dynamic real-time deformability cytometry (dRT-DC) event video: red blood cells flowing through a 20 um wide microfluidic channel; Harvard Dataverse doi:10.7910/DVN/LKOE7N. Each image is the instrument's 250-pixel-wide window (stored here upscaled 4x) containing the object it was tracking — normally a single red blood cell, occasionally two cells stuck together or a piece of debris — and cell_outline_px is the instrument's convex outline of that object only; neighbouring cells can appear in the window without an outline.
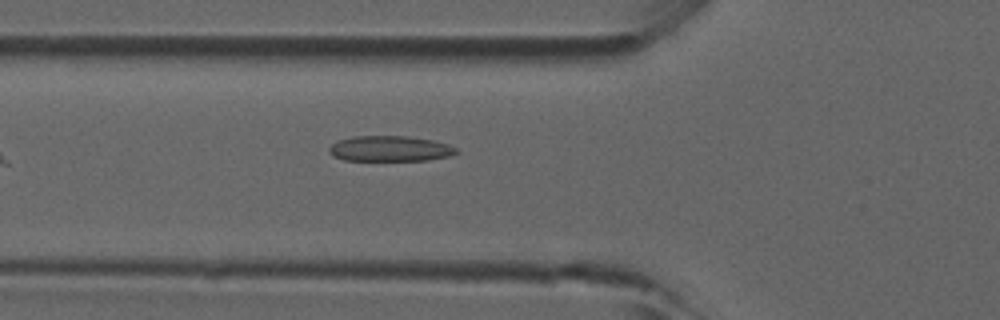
{"species": "common noctule bat (a hibernating species)", "species_latin": "Nyctalus noctula", "temperature_condition": "room temperature", "stored_images_in_passage": 9, "camera_frame_rate_fps": 3000, "um_per_image_px": 0.085, "animal": {"sex": "male", "forearm_length_mm": 52.5}, "frame": {"image": 1, "passage_image": 4, "time_ms": 1.0, "image_size_px": [1000, 320], "cell_outline_px": [[460, 152], [448, 156], [428, 160], [344, 160], [332, 156], [328, 152], [328, 148], [336, 140], [356, 136], [408, 136], [432, 140], [448, 144], [456, 148]], "centroid_in_image_um": [33.12, 12.63], "position_along_channel_um": 92.7, "area_um2": 18.96}}